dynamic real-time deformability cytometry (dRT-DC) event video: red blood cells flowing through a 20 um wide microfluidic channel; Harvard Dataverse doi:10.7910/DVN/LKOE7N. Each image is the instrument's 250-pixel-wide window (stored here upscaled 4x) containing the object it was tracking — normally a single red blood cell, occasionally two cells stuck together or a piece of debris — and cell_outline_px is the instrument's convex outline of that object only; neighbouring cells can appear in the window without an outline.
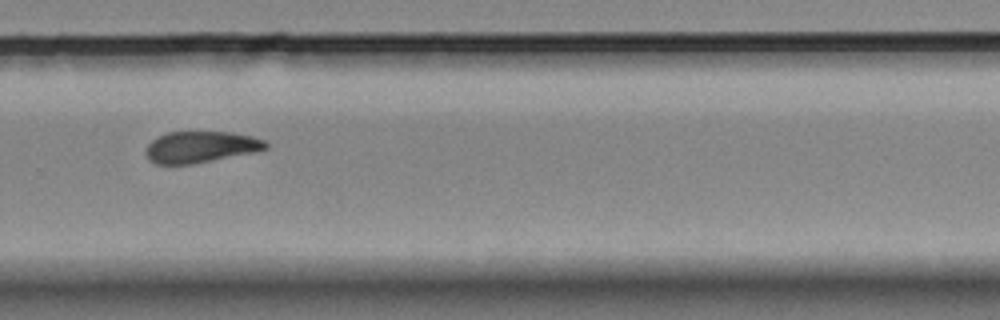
{"species": "Egyptian fruit bat (a non-hibernating species)", "species_latin": "Rousettus aegyptiacus", "temperature_condition": "room temperature", "stored_images_in_passage": 15, "camera_frame_rate_fps": 3000, "um_per_image_px": 0.085, "animal": {"sex": "female"}, "frame": {"image": 1, "passage_image": 11, "time_ms": 3.333, "image_size_px": [1000, 320], "cell_outline_px": [[268, 148], [252, 152], [192, 164], [156, 164], [148, 160], [148, 144], [156, 136], [168, 132], [232, 132], [252, 136], [264, 140], [268, 144]], "centroid_in_image_um": [17.05, 12.48], "position_along_channel_um": 312.7, "area_um2": 21.68}}
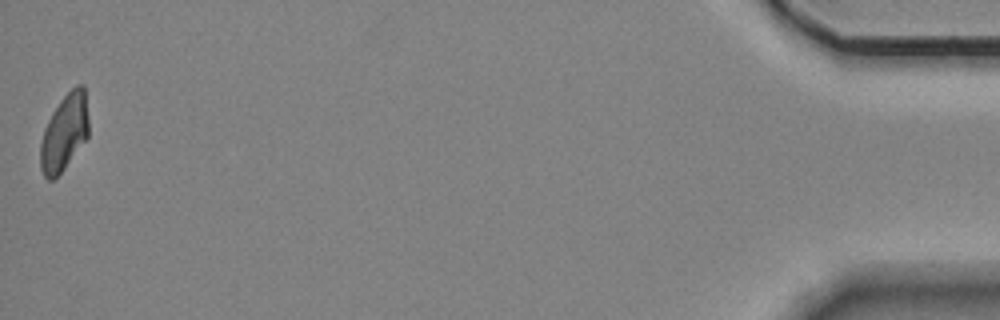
{"frame": {"image": 2, "passage_image": 15, "time_ms": 4.667, "image_size_px": [1000, 320], "cell_outline_px": [[88, 136], [64, 168], [52, 180], [48, 180], [44, 176], [40, 168], [40, 144], [44, 128], [52, 112], [60, 100], [76, 84], [84, 84], [88, 120]], "centroid_in_image_um": [5.45, 11.24], "position_along_channel_um": 429.7, "area_um2": 21.33}}